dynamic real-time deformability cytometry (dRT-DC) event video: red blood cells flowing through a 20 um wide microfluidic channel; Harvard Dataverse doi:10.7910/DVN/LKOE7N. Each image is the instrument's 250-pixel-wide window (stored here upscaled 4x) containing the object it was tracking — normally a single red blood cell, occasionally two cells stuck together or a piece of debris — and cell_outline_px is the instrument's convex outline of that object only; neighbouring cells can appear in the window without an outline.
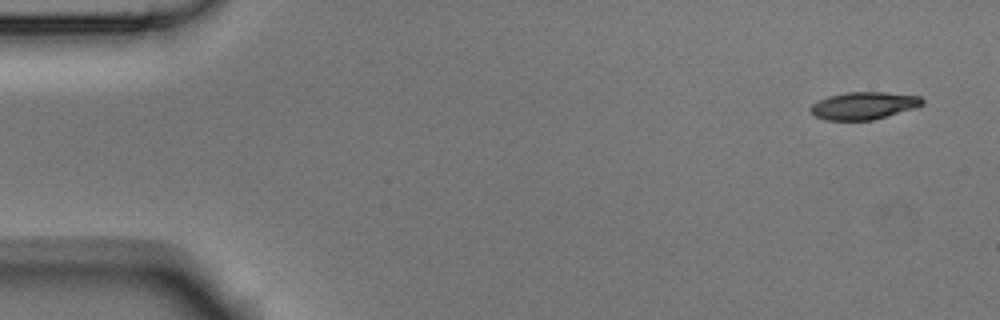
{"species": "Egyptian fruit bat (a non-hibernating species)", "species_latin": "Rousettus aegyptiacus", "temperature_condition": "room temperature", "stored_images_in_passage": 4, "camera_frame_rate_fps": 3000, "um_per_image_px": 0.085, "animal": {"sex": "male"}, "frame": {"image": 1, "passage_image": 1, "time_ms": 0.0, "image_size_px": [1000, 320], "cell_outline_px": [[924, 104], [912, 108], [872, 120], [828, 120], [816, 116], [808, 108], [812, 104], [828, 96], [848, 92], [884, 92], [920, 96], [924, 100]], "centroid_in_image_um": [73.4, 8.97], "position_along_channel_um": 11.6, "area_um2": 17.57}}